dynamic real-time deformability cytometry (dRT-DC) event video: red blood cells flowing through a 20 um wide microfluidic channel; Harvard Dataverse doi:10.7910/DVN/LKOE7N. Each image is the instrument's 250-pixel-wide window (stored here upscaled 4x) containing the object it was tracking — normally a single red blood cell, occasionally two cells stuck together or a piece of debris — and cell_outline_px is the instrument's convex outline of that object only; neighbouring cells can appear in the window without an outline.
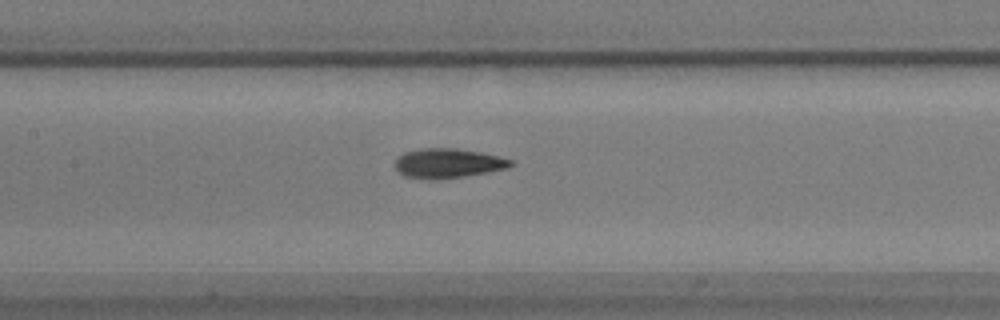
{"species": "common noctule bat (a hibernating species)", "species_latin": "Nyctalus noctula", "temperature_condition": "warm", "stored_images_in_passage": 56, "camera_frame_rate_fps": 3000, "um_per_image_px": 0.085, "animal": {"sex": "male", "body_mass_g": 17.9}, "frame": {"image": 1, "passage_image": 26, "time_ms": 8.333, "image_size_px": [1000, 320], "cell_outline_px": [[512, 164], [508, 168], [488, 172], [464, 176], [436, 180], [432, 180], [404, 176], [396, 172], [396, 156], [404, 152], [420, 148], [456, 148], [480, 152], [512, 160]], "centroid_in_image_um": [38.01, 13.88], "position_along_channel_um": 169.4, "area_um2": 20.0}}
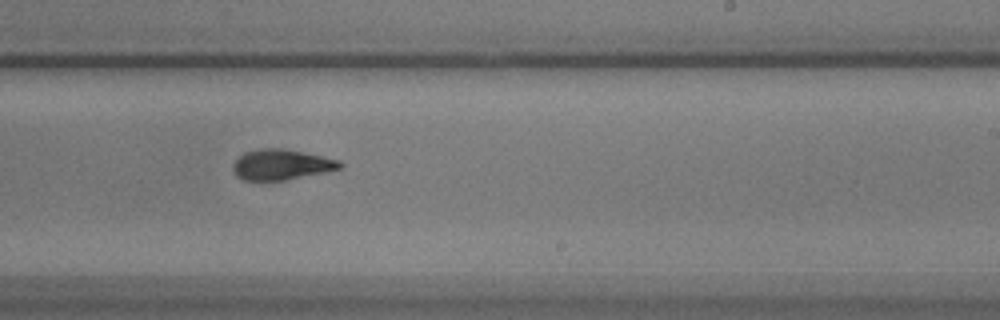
{"frame": {"image": 2, "passage_image": 34, "time_ms": 11.0, "image_size_px": [1000, 320], "cell_outline_px": [[344, 164], [340, 168], [324, 172], [284, 180], [244, 180], [236, 176], [232, 172], [232, 164], [244, 152], [260, 148], [280, 148], [340, 160]], "centroid_in_image_um": [23.86, 13.99], "position_along_channel_um": 265.1, "area_um2": 18.79}}
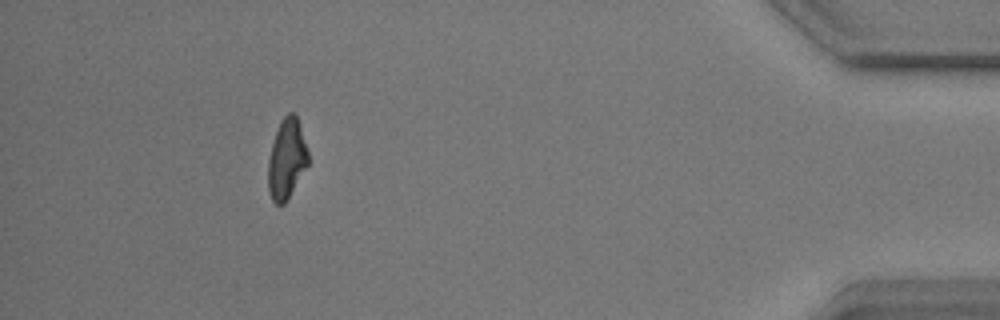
{"frame": {"image": 3, "passage_image": 51, "time_ms": 16.667, "image_size_px": [1000, 320], "cell_outline_px": [[308, 164], [284, 204], [276, 204], [272, 200], [268, 192], [268, 160], [272, 144], [280, 120], [288, 112], [292, 112], [296, 116], [308, 152]], "centroid_in_image_um": [24.34, 13.52], "position_along_channel_um": 410.9, "area_um2": 18.32}, "authors_computed_cell_mechanics": {"area_um2": 19.3052, "velocity_mm_per_s": 3.5995, "shape_relaxation_time_tau1_ms": 4.0341, "shape_relaxation_time_tau2_ms": 2.2023, "deformation_change_tau1": 0.1431, "deformation_change_tau2": 0.0825}}